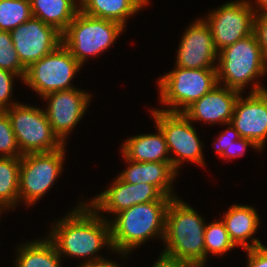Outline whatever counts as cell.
<instances>
[{"mask_svg": "<svg viewBox=\"0 0 267 267\" xmlns=\"http://www.w3.org/2000/svg\"><path fill=\"white\" fill-rule=\"evenodd\" d=\"M129 163L126 169L117 176L130 184L147 183L153 185L162 195L177 198L173 192V183L178 172L172 163L136 162L122 157Z\"/></svg>", "mask_w": 267, "mask_h": 267, "instance_id": "cell-18", "label": "cell"}, {"mask_svg": "<svg viewBox=\"0 0 267 267\" xmlns=\"http://www.w3.org/2000/svg\"><path fill=\"white\" fill-rule=\"evenodd\" d=\"M249 146L260 152L262 151L252 140L240 137L230 146L229 152H224L221 157L231 160L232 158L244 156V152H246V148Z\"/></svg>", "mask_w": 267, "mask_h": 267, "instance_id": "cell-32", "label": "cell"}, {"mask_svg": "<svg viewBox=\"0 0 267 267\" xmlns=\"http://www.w3.org/2000/svg\"><path fill=\"white\" fill-rule=\"evenodd\" d=\"M216 69L218 84L222 86L242 93L254 81L250 93L267 90L257 82L267 73V58L254 32L220 50Z\"/></svg>", "mask_w": 267, "mask_h": 267, "instance_id": "cell-4", "label": "cell"}, {"mask_svg": "<svg viewBox=\"0 0 267 267\" xmlns=\"http://www.w3.org/2000/svg\"><path fill=\"white\" fill-rule=\"evenodd\" d=\"M0 68L17 74L23 82L26 68L22 65L18 53L14 49L9 31L0 30Z\"/></svg>", "mask_w": 267, "mask_h": 267, "instance_id": "cell-27", "label": "cell"}, {"mask_svg": "<svg viewBox=\"0 0 267 267\" xmlns=\"http://www.w3.org/2000/svg\"><path fill=\"white\" fill-rule=\"evenodd\" d=\"M5 111L22 155L50 152L64 145L54 134L44 108L19 102Z\"/></svg>", "mask_w": 267, "mask_h": 267, "instance_id": "cell-7", "label": "cell"}, {"mask_svg": "<svg viewBox=\"0 0 267 267\" xmlns=\"http://www.w3.org/2000/svg\"><path fill=\"white\" fill-rule=\"evenodd\" d=\"M10 35L26 69L62 44V34L35 17L10 31Z\"/></svg>", "mask_w": 267, "mask_h": 267, "instance_id": "cell-13", "label": "cell"}, {"mask_svg": "<svg viewBox=\"0 0 267 267\" xmlns=\"http://www.w3.org/2000/svg\"><path fill=\"white\" fill-rule=\"evenodd\" d=\"M205 267L208 254L222 256L227 252L232 251L236 247L230 239L229 233L226 230L224 222L220 219L211 223H206L205 234Z\"/></svg>", "mask_w": 267, "mask_h": 267, "instance_id": "cell-25", "label": "cell"}, {"mask_svg": "<svg viewBox=\"0 0 267 267\" xmlns=\"http://www.w3.org/2000/svg\"><path fill=\"white\" fill-rule=\"evenodd\" d=\"M255 14L246 0L229 1L210 11L204 20L210 26L216 50L252 34Z\"/></svg>", "mask_w": 267, "mask_h": 267, "instance_id": "cell-11", "label": "cell"}, {"mask_svg": "<svg viewBox=\"0 0 267 267\" xmlns=\"http://www.w3.org/2000/svg\"><path fill=\"white\" fill-rule=\"evenodd\" d=\"M201 216L182 199H172L166 212L162 253L196 267H205L206 222Z\"/></svg>", "mask_w": 267, "mask_h": 267, "instance_id": "cell-3", "label": "cell"}, {"mask_svg": "<svg viewBox=\"0 0 267 267\" xmlns=\"http://www.w3.org/2000/svg\"><path fill=\"white\" fill-rule=\"evenodd\" d=\"M91 94L78 88L53 92L42 97L47 100L45 113L54 134L67 145V139L77 126L91 102Z\"/></svg>", "mask_w": 267, "mask_h": 267, "instance_id": "cell-12", "label": "cell"}, {"mask_svg": "<svg viewBox=\"0 0 267 267\" xmlns=\"http://www.w3.org/2000/svg\"><path fill=\"white\" fill-rule=\"evenodd\" d=\"M78 266L79 267H122L121 265L119 266V264H117L115 261H110L109 259H105V257L102 259L93 260L91 262H85Z\"/></svg>", "mask_w": 267, "mask_h": 267, "instance_id": "cell-35", "label": "cell"}, {"mask_svg": "<svg viewBox=\"0 0 267 267\" xmlns=\"http://www.w3.org/2000/svg\"><path fill=\"white\" fill-rule=\"evenodd\" d=\"M66 145L50 152L28 153L21 156L19 199L34 205L48 192L63 170Z\"/></svg>", "mask_w": 267, "mask_h": 267, "instance_id": "cell-8", "label": "cell"}, {"mask_svg": "<svg viewBox=\"0 0 267 267\" xmlns=\"http://www.w3.org/2000/svg\"><path fill=\"white\" fill-rule=\"evenodd\" d=\"M72 209L53 223L51 231L46 235L59 255L62 258L83 257L85 263L104 258L98 255V251L105 246L114 254L109 220L97 213L87 201L79 202Z\"/></svg>", "mask_w": 267, "mask_h": 267, "instance_id": "cell-1", "label": "cell"}, {"mask_svg": "<svg viewBox=\"0 0 267 267\" xmlns=\"http://www.w3.org/2000/svg\"><path fill=\"white\" fill-rule=\"evenodd\" d=\"M157 133L128 137L121 146L122 156L136 162L171 163L170 153L161 129Z\"/></svg>", "mask_w": 267, "mask_h": 267, "instance_id": "cell-20", "label": "cell"}, {"mask_svg": "<svg viewBox=\"0 0 267 267\" xmlns=\"http://www.w3.org/2000/svg\"><path fill=\"white\" fill-rule=\"evenodd\" d=\"M253 32L262 53L267 58V12L255 14Z\"/></svg>", "mask_w": 267, "mask_h": 267, "instance_id": "cell-31", "label": "cell"}, {"mask_svg": "<svg viewBox=\"0 0 267 267\" xmlns=\"http://www.w3.org/2000/svg\"><path fill=\"white\" fill-rule=\"evenodd\" d=\"M245 251L247 252L246 267H267V246L262 245Z\"/></svg>", "mask_w": 267, "mask_h": 267, "instance_id": "cell-33", "label": "cell"}, {"mask_svg": "<svg viewBox=\"0 0 267 267\" xmlns=\"http://www.w3.org/2000/svg\"><path fill=\"white\" fill-rule=\"evenodd\" d=\"M5 212L1 207H0V214H3V212ZM1 216V215H0Z\"/></svg>", "mask_w": 267, "mask_h": 267, "instance_id": "cell-37", "label": "cell"}, {"mask_svg": "<svg viewBox=\"0 0 267 267\" xmlns=\"http://www.w3.org/2000/svg\"><path fill=\"white\" fill-rule=\"evenodd\" d=\"M228 125V129L220 132L219 137L217 136V140L213 141V146L215 147V152L218 153V156L222 155L224 152H229L230 146L234 141L240 138L238 131L233 127L231 123Z\"/></svg>", "mask_w": 267, "mask_h": 267, "instance_id": "cell-30", "label": "cell"}, {"mask_svg": "<svg viewBox=\"0 0 267 267\" xmlns=\"http://www.w3.org/2000/svg\"><path fill=\"white\" fill-rule=\"evenodd\" d=\"M151 111L155 125L165 136L173 168L180 172L184 161L205 167L203 143L192 122L182 112H168L158 108H151Z\"/></svg>", "mask_w": 267, "mask_h": 267, "instance_id": "cell-9", "label": "cell"}, {"mask_svg": "<svg viewBox=\"0 0 267 267\" xmlns=\"http://www.w3.org/2000/svg\"><path fill=\"white\" fill-rule=\"evenodd\" d=\"M230 123L240 137L252 140L263 151L267 140V90L247 97L241 93Z\"/></svg>", "mask_w": 267, "mask_h": 267, "instance_id": "cell-16", "label": "cell"}, {"mask_svg": "<svg viewBox=\"0 0 267 267\" xmlns=\"http://www.w3.org/2000/svg\"><path fill=\"white\" fill-rule=\"evenodd\" d=\"M113 181L107 189L87 202L100 215L104 216V212L115 215L136 204L173 199L162 195L153 185L147 183L130 184L118 176Z\"/></svg>", "mask_w": 267, "mask_h": 267, "instance_id": "cell-14", "label": "cell"}, {"mask_svg": "<svg viewBox=\"0 0 267 267\" xmlns=\"http://www.w3.org/2000/svg\"><path fill=\"white\" fill-rule=\"evenodd\" d=\"M19 146L6 111H0V157H21Z\"/></svg>", "mask_w": 267, "mask_h": 267, "instance_id": "cell-28", "label": "cell"}, {"mask_svg": "<svg viewBox=\"0 0 267 267\" xmlns=\"http://www.w3.org/2000/svg\"><path fill=\"white\" fill-rule=\"evenodd\" d=\"M79 0H30L33 17L54 27L61 34L80 11Z\"/></svg>", "mask_w": 267, "mask_h": 267, "instance_id": "cell-22", "label": "cell"}, {"mask_svg": "<svg viewBox=\"0 0 267 267\" xmlns=\"http://www.w3.org/2000/svg\"><path fill=\"white\" fill-rule=\"evenodd\" d=\"M20 162L21 157H0V207L4 211L14 209L16 204L20 205Z\"/></svg>", "mask_w": 267, "mask_h": 267, "instance_id": "cell-24", "label": "cell"}, {"mask_svg": "<svg viewBox=\"0 0 267 267\" xmlns=\"http://www.w3.org/2000/svg\"><path fill=\"white\" fill-rule=\"evenodd\" d=\"M170 202L136 204L115 214V218H108L114 252L121 254L124 259L152 237L164 240L166 212Z\"/></svg>", "mask_w": 267, "mask_h": 267, "instance_id": "cell-2", "label": "cell"}, {"mask_svg": "<svg viewBox=\"0 0 267 267\" xmlns=\"http://www.w3.org/2000/svg\"><path fill=\"white\" fill-rule=\"evenodd\" d=\"M241 93L217 84L210 92L193 102L182 113L191 121L211 124L230 123Z\"/></svg>", "mask_w": 267, "mask_h": 267, "instance_id": "cell-17", "label": "cell"}, {"mask_svg": "<svg viewBox=\"0 0 267 267\" xmlns=\"http://www.w3.org/2000/svg\"><path fill=\"white\" fill-rule=\"evenodd\" d=\"M61 259L54 244L45 236L20 244L14 263L15 267H61Z\"/></svg>", "mask_w": 267, "mask_h": 267, "instance_id": "cell-23", "label": "cell"}, {"mask_svg": "<svg viewBox=\"0 0 267 267\" xmlns=\"http://www.w3.org/2000/svg\"><path fill=\"white\" fill-rule=\"evenodd\" d=\"M81 67L83 66L70 51L60 44L54 51L26 69L23 83L40 97L57 91L73 89L75 87L71 81Z\"/></svg>", "mask_w": 267, "mask_h": 267, "instance_id": "cell-10", "label": "cell"}, {"mask_svg": "<svg viewBox=\"0 0 267 267\" xmlns=\"http://www.w3.org/2000/svg\"><path fill=\"white\" fill-rule=\"evenodd\" d=\"M32 17L30 0H0V30L10 32Z\"/></svg>", "mask_w": 267, "mask_h": 267, "instance_id": "cell-26", "label": "cell"}, {"mask_svg": "<svg viewBox=\"0 0 267 267\" xmlns=\"http://www.w3.org/2000/svg\"><path fill=\"white\" fill-rule=\"evenodd\" d=\"M125 27L115 21L88 16L79 11L62 34V44L83 66L114 44Z\"/></svg>", "mask_w": 267, "mask_h": 267, "instance_id": "cell-5", "label": "cell"}, {"mask_svg": "<svg viewBox=\"0 0 267 267\" xmlns=\"http://www.w3.org/2000/svg\"><path fill=\"white\" fill-rule=\"evenodd\" d=\"M152 267H196L195 265L180 260L178 258L170 257L164 253H160L159 258L154 262Z\"/></svg>", "mask_w": 267, "mask_h": 267, "instance_id": "cell-34", "label": "cell"}, {"mask_svg": "<svg viewBox=\"0 0 267 267\" xmlns=\"http://www.w3.org/2000/svg\"><path fill=\"white\" fill-rule=\"evenodd\" d=\"M20 78L11 71L0 68V111L12 107L19 102H12L14 78Z\"/></svg>", "mask_w": 267, "mask_h": 267, "instance_id": "cell-29", "label": "cell"}, {"mask_svg": "<svg viewBox=\"0 0 267 267\" xmlns=\"http://www.w3.org/2000/svg\"><path fill=\"white\" fill-rule=\"evenodd\" d=\"M217 69H185L175 67L159 78V101L168 112H183L216 85Z\"/></svg>", "mask_w": 267, "mask_h": 267, "instance_id": "cell-6", "label": "cell"}, {"mask_svg": "<svg viewBox=\"0 0 267 267\" xmlns=\"http://www.w3.org/2000/svg\"><path fill=\"white\" fill-rule=\"evenodd\" d=\"M251 8L255 11L256 14L258 13H265L267 12V0H256L254 4L250 0H247Z\"/></svg>", "mask_w": 267, "mask_h": 267, "instance_id": "cell-36", "label": "cell"}, {"mask_svg": "<svg viewBox=\"0 0 267 267\" xmlns=\"http://www.w3.org/2000/svg\"><path fill=\"white\" fill-rule=\"evenodd\" d=\"M192 22L182 34L175 67L216 69L218 51L214 46L210 26L204 18H197Z\"/></svg>", "mask_w": 267, "mask_h": 267, "instance_id": "cell-15", "label": "cell"}, {"mask_svg": "<svg viewBox=\"0 0 267 267\" xmlns=\"http://www.w3.org/2000/svg\"><path fill=\"white\" fill-rule=\"evenodd\" d=\"M84 14L115 21L126 28L129 17L146 7L150 0H79Z\"/></svg>", "mask_w": 267, "mask_h": 267, "instance_id": "cell-21", "label": "cell"}, {"mask_svg": "<svg viewBox=\"0 0 267 267\" xmlns=\"http://www.w3.org/2000/svg\"><path fill=\"white\" fill-rule=\"evenodd\" d=\"M222 216L221 220L236 246H241L245 250L264 245L260 239L252 237L261 224L259 215L253 206L234 204Z\"/></svg>", "mask_w": 267, "mask_h": 267, "instance_id": "cell-19", "label": "cell"}]
</instances>
